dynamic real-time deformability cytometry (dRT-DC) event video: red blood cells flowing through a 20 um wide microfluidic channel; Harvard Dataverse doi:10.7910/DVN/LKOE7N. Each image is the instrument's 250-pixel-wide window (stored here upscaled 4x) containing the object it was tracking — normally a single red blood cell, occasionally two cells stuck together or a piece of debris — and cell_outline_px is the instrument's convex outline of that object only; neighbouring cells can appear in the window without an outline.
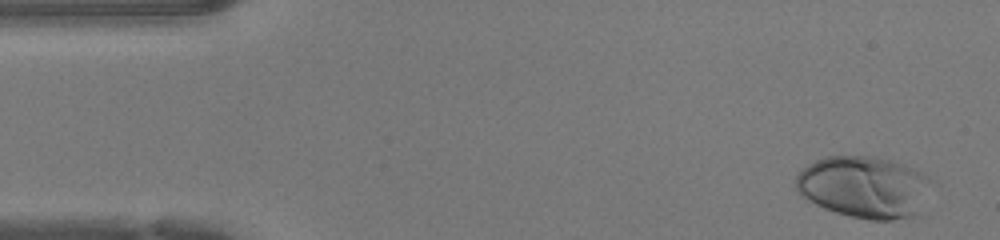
{"species": "human", "species_latin": "Homo sapiens", "temperature_condition": "warm", "stored_images_in_passage": 40, "camera_frame_rate_fps": 3000, "um_per_image_px": 0.085, "donor": {"sex": "female"}, "frame": {"image": 1, "passage_image": 2, "time_ms": 0.333, "image_size_px": [1000, 240], "cell_outline_px": [[932, 180], [916, 216], [892, 220], [872, 220], [852, 216], [836, 212], [824, 208], [800, 196], [796, 188], [796, 176], [808, 164], [824, 156], [872, 156], [892, 160], [904, 164], [924, 172]], "centroid_in_image_um": [73.45, 15.88], "position_along_channel_um": 11.6, "area_um2": 48.84}}
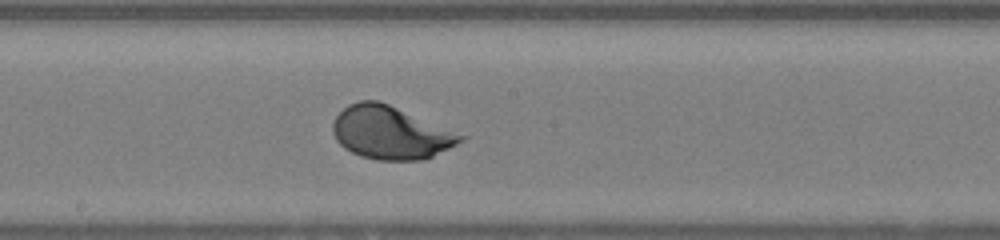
{"frame": {"image": 2, "passage_image": 24, "time_ms": 7.667, "image_size_px": [1000, 240], "cell_outline_px": [[468, 136], [464, 140], [424, 160], [376, 160], [360, 156], [344, 148], [336, 140], [332, 132], [332, 124], [336, 116], [348, 104], [360, 100], [380, 100]], "centroid_in_image_um": [33.19, 11.27], "position_along_channel_um": 215.0, "area_um2": 39.59}}
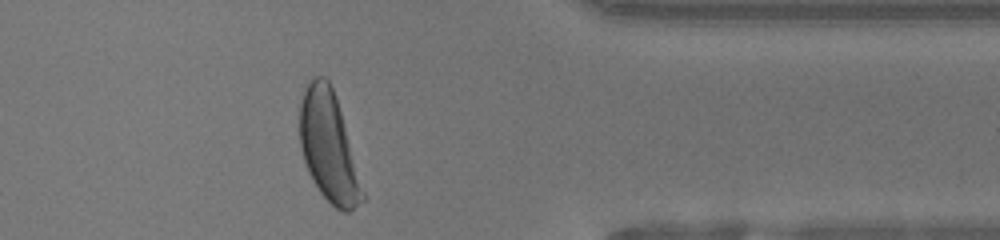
{"frame": {"image": 3, "passage_image": 37, "time_ms": 12.0, "image_size_px": [1000, 240], "cell_outline_px": [[364, 200], [348, 212], [344, 212], [336, 208], [320, 192], [312, 180], [308, 172], [300, 148], [300, 104], [308, 80], [312, 76], [324, 76], [328, 80], [332, 88], [340, 112], [364, 192]], "centroid_in_image_um": [27.9, 12.47], "position_along_channel_um": 383.5, "area_um2": 39.3}, "authors_computed_cell_mechanics": {"area_um2": 39.5063, "velocity_mm_per_s": 4.3009, "shape_relaxation_time_tau1_ms": 1.9252, "shape_relaxation_time_tau2_ms": null, "deformation_change_tau1": 0.1863, "deformation_change_tau2": null}}